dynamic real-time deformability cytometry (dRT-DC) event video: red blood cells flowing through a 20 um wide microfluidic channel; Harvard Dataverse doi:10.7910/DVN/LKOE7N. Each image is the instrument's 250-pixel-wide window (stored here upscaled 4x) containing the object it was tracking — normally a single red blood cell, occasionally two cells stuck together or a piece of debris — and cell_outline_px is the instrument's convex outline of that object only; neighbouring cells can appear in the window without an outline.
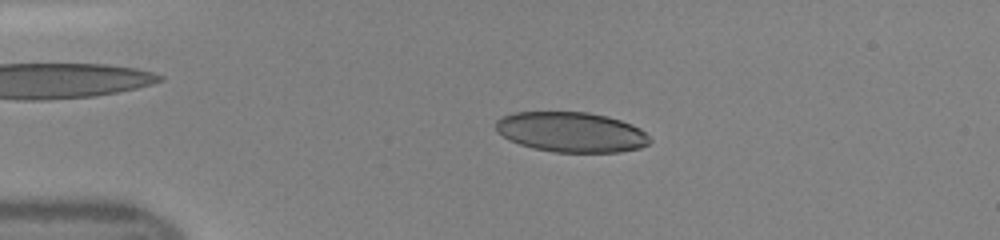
{"species": "human", "species_latin": "Homo sapiens", "temperature_condition": "room temperature", "stored_images_in_passage": 41, "camera_frame_rate_fps": 3000, "um_per_image_px": 0.085, "donor": {"sex": "female"}, "frame": {"image": 1, "passage_image": 10, "time_ms": 3.0, "image_size_px": [1000, 240], "cell_outline_px": [[652, 140], [648, 144], [640, 148], [620, 152], [552, 152], [532, 148], [508, 140], [496, 132], [496, 120], [500, 116], [512, 112], [588, 112], [608, 116], [632, 124], [640, 128]], "centroid_in_image_um": [48.53, 11.22], "position_along_channel_um": 36.5, "area_um2": 36.36}}
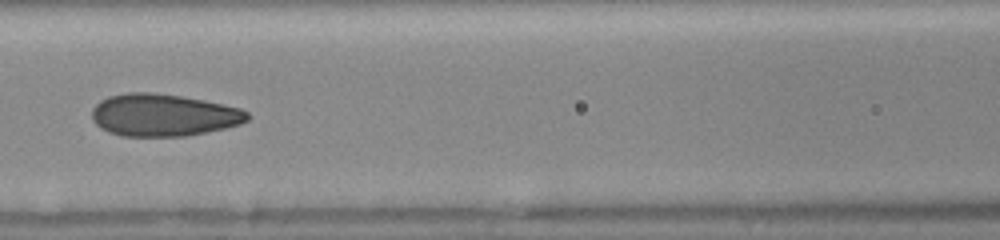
{"frame": {"image": 2, "passage_image": 21, "time_ms": 6.667, "image_size_px": [1000, 240], "cell_outline_px": [[252, 116], [248, 120], [240, 124], [224, 128], [184, 136], [120, 136], [108, 132], [100, 128], [92, 120], [92, 108], [100, 100], [108, 96], [128, 92], [152, 92], [180, 96], [204, 100], [240, 108], [248, 112]], "centroid_in_image_um": [13.86, 9.78], "position_along_channel_um": 152.7, "area_um2": 38.44}}
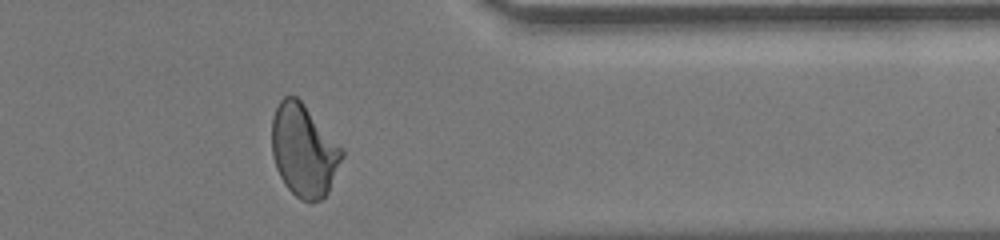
{"frame": {"image": 3, "passage_image": 38, "time_ms": 12.333, "image_size_px": [1000, 240], "cell_outline_px": [[344, 156], [328, 192], [320, 200], [300, 200], [284, 184], [276, 168], [272, 156], [272, 116], [280, 100], [284, 96], [296, 96], [304, 104], [344, 148]], "centroid_in_image_um": [25.83, 12.77], "position_along_channel_um": 385.6, "area_um2": 37.8}}